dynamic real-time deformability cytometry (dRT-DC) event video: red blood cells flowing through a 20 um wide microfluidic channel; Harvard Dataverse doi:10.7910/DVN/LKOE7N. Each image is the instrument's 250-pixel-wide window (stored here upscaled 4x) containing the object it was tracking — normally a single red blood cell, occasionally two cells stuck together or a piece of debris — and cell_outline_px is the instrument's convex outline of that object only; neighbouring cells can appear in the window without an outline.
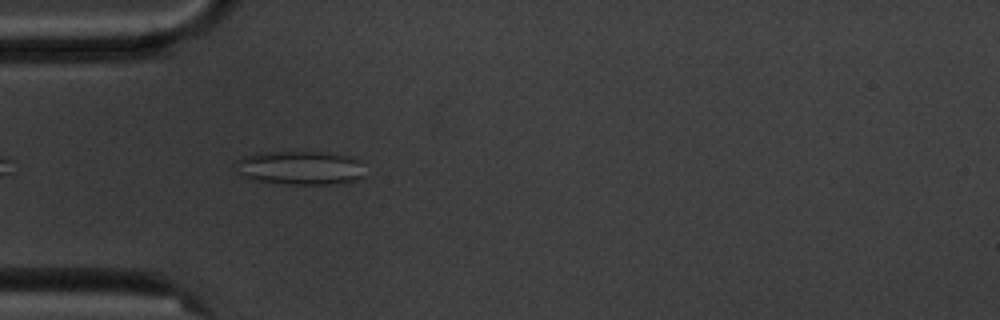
{"species": "common noctule bat (a hibernating species)", "species_latin": "Nyctalus noctula", "temperature_condition": "cold", "stored_images_in_passage": 4, "camera_frame_rate_fps": 3000, "um_per_image_px": 0.085, "animal": {"sex": "male", "body_mass_g": 20.1, "forearm_length_mm": 53.5}, "frame": {"image": 1, "passage_image": 3, "time_ms": 2.333, "image_size_px": [1000, 320], "cell_outline_px": [[364, 176], [356, 180], [336, 184], [288, 184], [252, 180], [240, 176], [236, 172], [236, 160], [240, 156], [256, 152], [324, 152], [348, 156], [356, 160], [360, 164]], "centroid_in_image_um": [25.41, 14.27], "position_along_channel_um": 59.6, "area_um2": 25.72}}
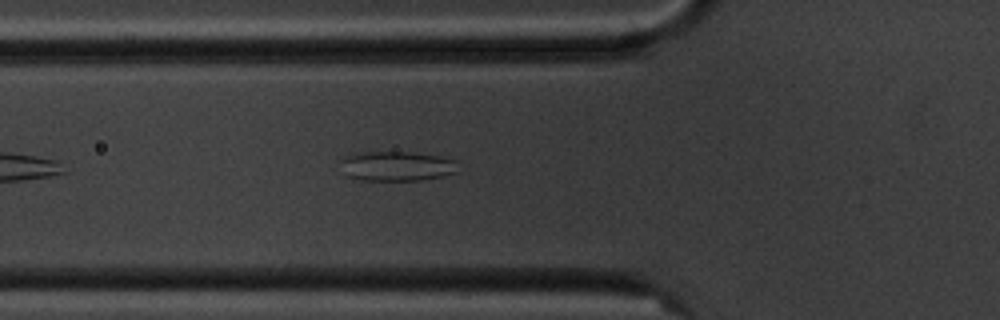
{"frame": {"image": 2, "passage_image": 4, "time_ms": 3.333, "image_size_px": [1000, 320], "cell_outline_px": [[460, 172], [444, 176], [420, 180], [360, 180], [348, 176], [340, 160], [344, 156], [356, 152], [412, 152], [440, 156], [456, 160]], "centroid_in_image_um": [33.78, 14.11], "position_along_channel_um": 92.0, "area_um2": 20.52}}